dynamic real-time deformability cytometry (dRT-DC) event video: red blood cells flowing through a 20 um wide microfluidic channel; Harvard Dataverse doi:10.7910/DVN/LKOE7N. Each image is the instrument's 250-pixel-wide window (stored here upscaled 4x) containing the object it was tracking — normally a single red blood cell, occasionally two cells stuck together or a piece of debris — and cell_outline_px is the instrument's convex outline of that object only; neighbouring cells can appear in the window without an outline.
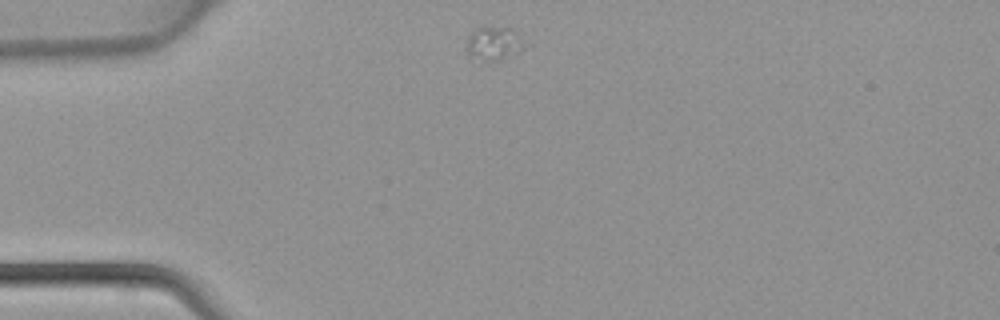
{"species": "common noctule bat (a hibernating species)", "species_latin": "Nyctalus noctula", "temperature_condition": "warm", "stored_images_in_passage": 37, "camera_frame_rate_fps": 3000, "um_per_image_px": 0.085, "animal": {"sex": "female", "body_mass_g": 22.7, "forearm_length_mm": 54.2}, "frame": {"image": 1, "passage_image": 1, "time_ms": 0.0, "image_size_px": [1000, 320], "cell_outline_px": [[532, 44], [520, 52], [500, 60], [484, 60], [468, 56], [468, 36], [476, 28], [484, 24], [512, 28]], "centroid_in_image_um": [42.1, 3.64], "position_along_channel_um": 42.9, "area_um2": 12.08}}
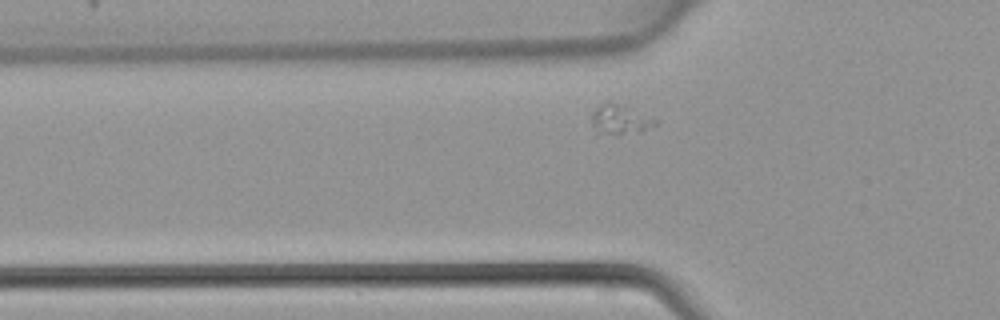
{"frame": {"image": 2, "passage_image": 5, "time_ms": 1.333, "image_size_px": [1000, 320], "cell_outline_px": [[660, 124], [636, 132], [616, 136], [600, 132], [592, 124], [592, 112], [600, 104], [616, 104], [656, 120]], "centroid_in_image_um": [52.69, 10.22], "position_along_channel_um": 73.1, "area_um2": 10.29}}
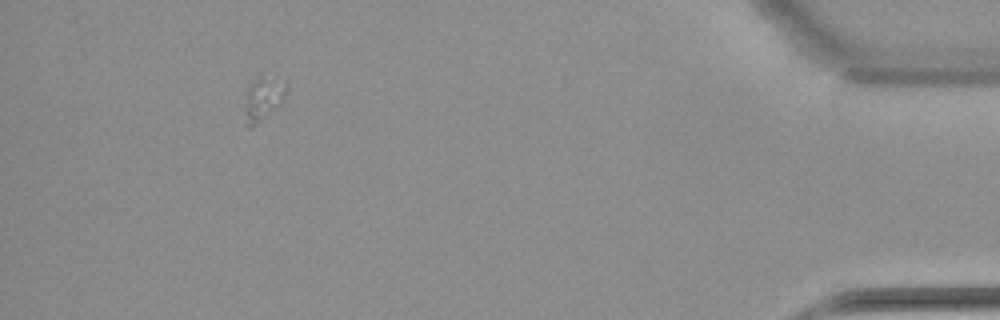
{"frame": {"image": 3, "passage_image": 33, "time_ms": 10.667, "image_size_px": [1000, 320], "cell_outline_px": [[288, 88], [280, 104], [252, 128], [248, 128], [244, 124], [244, 108], [248, 84], [260, 72], [288, 80]], "centroid_in_image_um": [22.37, 8.29], "position_along_channel_um": 412.8, "area_um2": 11.44}}